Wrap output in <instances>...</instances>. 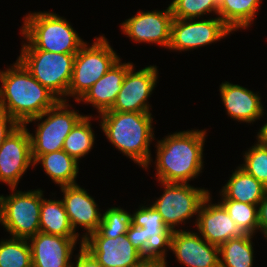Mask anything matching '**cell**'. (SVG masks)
I'll return each instance as SVG.
<instances>
[{"label":"cell","mask_w":267,"mask_h":267,"mask_svg":"<svg viewBox=\"0 0 267 267\" xmlns=\"http://www.w3.org/2000/svg\"><path fill=\"white\" fill-rule=\"evenodd\" d=\"M0 82V109L19 125L40 116L59 101L18 59L12 67L0 70Z\"/></svg>","instance_id":"cell-1"},{"label":"cell","mask_w":267,"mask_h":267,"mask_svg":"<svg viewBox=\"0 0 267 267\" xmlns=\"http://www.w3.org/2000/svg\"><path fill=\"white\" fill-rule=\"evenodd\" d=\"M206 130L179 131L157 141L156 179L167 183H186L203 169Z\"/></svg>","instance_id":"cell-2"},{"label":"cell","mask_w":267,"mask_h":267,"mask_svg":"<svg viewBox=\"0 0 267 267\" xmlns=\"http://www.w3.org/2000/svg\"><path fill=\"white\" fill-rule=\"evenodd\" d=\"M100 128L115 148L145 170L152 162L150 142L155 140L151 113L105 111Z\"/></svg>","instance_id":"cell-3"},{"label":"cell","mask_w":267,"mask_h":267,"mask_svg":"<svg viewBox=\"0 0 267 267\" xmlns=\"http://www.w3.org/2000/svg\"><path fill=\"white\" fill-rule=\"evenodd\" d=\"M21 50L76 54L86 43L63 17L53 12H33L23 18Z\"/></svg>","instance_id":"cell-4"},{"label":"cell","mask_w":267,"mask_h":267,"mask_svg":"<svg viewBox=\"0 0 267 267\" xmlns=\"http://www.w3.org/2000/svg\"><path fill=\"white\" fill-rule=\"evenodd\" d=\"M93 41L91 46L85 43L74 58L67 97H74L75 102L120 59L104 35Z\"/></svg>","instance_id":"cell-5"},{"label":"cell","mask_w":267,"mask_h":267,"mask_svg":"<svg viewBox=\"0 0 267 267\" xmlns=\"http://www.w3.org/2000/svg\"><path fill=\"white\" fill-rule=\"evenodd\" d=\"M70 108L71 105L68 104V101L59 100L52 108L24 124L27 126L28 123L40 121L35 130V135L29 132L33 161L39 155L63 149L65 138L85 116L79 114L78 110L75 111Z\"/></svg>","instance_id":"cell-6"},{"label":"cell","mask_w":267,"mask_h":267,"mask_svg":"<svg viewBox=\"0 0 267 267\" xmlns=\"http://www.w3.org/2000/svg\"><path fill=\"white\" fill-rule=\"evenodd\" d=\"M0 195V223L13 238L29 239L40 232V208L44 198L41 189Z\"/></svg>","instance_id":"cell-7"},{"label":"cell","mask_w":267,"mask_h":267,"mask_svg":"<svg viewBox=\"0 0 267 267\" xmlns=\"http://www.w3.org/2000/svg\"><path fill=\"white\" fill-rule=\"evenodd\" d=\"M75 55L42 50H21L18 60L59 100L69 101L66 97L72 79Z\"/></svg>","instance_id":"cell-8"},{"label":"cell","mask_w":267,"mask_h":267,"mask_svg":"<svg viewBox=\"0 0 267 267\" xmlns=\"http://www.w3.org/2000/svg\"><path fill=\"white\" fill-rule=\"evenodd\" d=\"M164 187L163 194L153 202L152 206L162 216L168 229L185 224L194 215H198L203 201L210 194L209 190L196 188L186 183H167L159 181Z\"/></svg>","instance_id":"cell-9"},{"label":"cell","mask_w":267,"mask_h":267,"mask_svg":"<svg viewBox=\"0 0 267 267\" xmlns=\"http://www.w3.org/2000/svg\"><path fill=\"white\" fill-rule=\"evenodd\" d=\"M233 33L219 18L194 19L174 18L171 26V38L168 49L187 51L210 45Z\"/></svg>","instance_id":"cell-10"},{"label":"cell","mask_w":267,"mask_h":267,"mask_svg":"<svg viewBox=\"0 0 267 267\" xmlns=\"http://www.w3.org/2000/svg\"><path fill=\"white\" fill-rule=\"evenodd\" d=\"M158 78L157 66L150 65L136 72L133 65L127 71L121 90L108 111L151 113L147 99L151 97Z\"/></svg>","instance_id":"cell-11"},{"label":"cell","mask_w":267,"mask_h":267,"mask_svg":"<svg viewBox=\"0 0 267 267\" xmlns=\"http://www.w3.org/2000/svg\"><path fill=\"white\" fill-rule=\"evenodd\" d=\"M30 166L34 167L29 131L25 125H19L0 148V182L17 188Z\"/></svg>","instance_id":"cell-12"},{"label":"cell","mask_w":267,"mask_h":267,"mask_svg":"<svg viewBox=\"0 0 267 267\" xmlns=\"http://www.w3.org/2000/svg\"><path fill=\"white\" fill-rule=\"evenodd\" d=\"M173 14L170 5L163 11H139L121 24L123 33L137 43H154L168 48Z\"/></svg>","instance_id":"cell-13"},{"label":"cell","mask_w":267,"mask_h":267,"mask_svg":"<svg viewBox=\"0 0 267 267\" xmlns=\"http://www.w3.org/2000/svg\"><path fill=\"white\" fill-rule=\"evenodd\" d=\"M83 247L104 267H131L143 260L126 234L109 238L97 230L83 240Z\"/></svg>","instance_id":"cell-14"},{"label":"cell","mask_w":267,"mask_h":267,"mask_svg":"<svg viewBox=\"0 0 267 267\" xmlns=\"http://www.w3.org/2000/svg\"><path fill=\"white\" fill-rule=\"evenodd\" d=\"M132 214V224L144 228L145 238L148 241L145 251L141 254L143 259L157 260L167 264V249L170 250L173 231L168 229L162 216L152 205L139 206Z\"/></svg>","instance_id":"cell-15"},{"label":"cell","mask_w":267,"mask_h":267,"mask_svg":"<svg viewBox=\"0 0 267 267\" xmlns=\"http://www.w3.org/2000/svg\"><path fill=\"white\" fill-rule=\"evenodd\" d=\"M60 189L63 192L62 202L74 232L76 233L79 226L86 231L80 240V246H83V240L96 232L102 222L98 204L85 188L78 184L61 186Z\"/></svg>","instance_id":"cell-16"},{"label":"cell","mask_w":267,"mask_h":267,"mask_svg":"<svg viewBox=\"0 0 267 267\" xmlns=\"http://www.w3.org/2000/svg\"><path fill=\"white\" fill-rule=\"evenodd\" d=\"M210 196L211 194L203 201L195 220L194 225L198 228L199 235L216 246L245 235L219 202H211Z\"/></svg>","instance_id":"cell-17"},{"label":"cell","mask_w":267,"mask_h":267,"mask_svg":"<svg viewBox=\"0 0 267 267\" xmlns=\"http://www.w3.org/2000/svg\"><path fill=\"white\" fill-rule=\"evenodd\" d=\"M170 250L183 266L220 267L219 246L210 244L197 232L173 231Z\"/></svg>","instance_id":"cell-18"},{"label":"cell","mask_w":267,"mask_h":267,"mask_svg":"<svg viewBox=\"0 0 267 267\" xmlns=\"http://www.w3.org/2000/svg\"><path fill=\"white\" fill-rule=\"evenodd\" d=\"M79 237H63L38 232L28 240L32 267H71L73 250Z\"/></svg>","instance_id":"cell-19"},{"label":"cell","mask_w":267,"mask_h":267,"mask_svg":"<svg viewBox=\"0 0 267 267\" xmlns=\"http://www.w3.org/2000/svg\"><path fill=\"white\" fill-rule=\"evenodd\" d=\"M219 91L227 114L233 120L251 124L263 117L265 109L258 93L227 81L220 85Z\"/></svg>","instance_id":"cell-20"},{"label":"cell","mask_w":267,"mask_h":267,"mask_svg":"<svg viewBox=\"0 0 267 267\" xmlns=\"http://www.w3.org/2000/svg\"><path fill=\"white\" fill-rule=\"evenodd\" d=\"M133 63H122L119 59L98 81H96L77 103L92 104L101 114L112 108L121 90L127 71Z\"/></svg>","instance_id":"cell-21"},{"label":"cell","mask_w":267,"mask_h":267,"mask_svg":"<svg viewBox=\"0 0 267 267\" xmlns=\"http://www.w3.org/2000/svg\"><path fill=\"white\" fill-rule=\"evenodd\" d=\"M229 178L220 190L221 199L259 205L267 193V187L240 166L235 169Z\"/></svg>","instance_id":"cell-22"},{"label":"cell","mask_w":267,"mask_h":267,"mask_svg":"<svg viewBox=\"0 0 267 267\" xmlns=\"http://www.w3.org/2000/svg\"><path fill=\"white\" fill-rule=\"evenodd\" d=\"M33 163L34 166L41 163L47 176L60 187L77 184L76 178L79 172V162L68 155L63 149L39 155Z\"/></svg>","instance_id":"cell-23"},{"label":"cell","mask_w":267,"mask_h":267,"mask_svg":"<svg viewBox=\"0 0 267 267\" xmlns=\"http://www.w3.org/2000/svg\"><path fill=\"white\" fill-rule=\"evenodd\" d=\"M40 232L63 237H79L69 221L62 200L42 199L40 208Z\"/></svg>","instance_id":"cell-24"},{"label":"cell","mask_w":267,"mask_h":267,"mask_svg":"<svg viewBox=\"0 0 267 267\" xmlns=\"http://www.w3.org/2000/svg\"><path fill=\"white\" fill-rule=\"evenodd\" d=\"M262 0H222L218 5V17L233 32L248 28L256 18Z\"/></svg>","instance_id":"cell-25"},{"label":"cell","mask_w":267,"mask_h":267,"mask_svg":"<svg viewBox=\"0 0 267 267\" xmlns=\"http://www.w3.org/2000/svg\"><path fill=\"white\" fill-rule=\"evenodd\" d=\"M254 235L245 234L242 237L230 239L219 246L220 267H252Z\"/></svg>","instance_id":"cell-26"},{"label":"cell","mask_w":267,"mask_h":267,"mask_svg":"<svg viewBox=\"0 0 267 267\" xmlns=\"http://www.w3.org/2000/svg\"><path fill=\"white\" fill-rule=\"evenodd\" d=\"M92 115H85L65 138L63 150L77 162L93 148L95 134L91 127Z\"/></svg>","instance_id":"cell-27"},{"label":"cell","mask_w":267,"mask_h":267,"mask_svg":"<svg viewBox=\"0 0 267 267\" xmlns=\"http://www.w3.org/2000/svg\"><path fill=\"white\" fill-rule=\"evenodd\" d=\"M0 267H32L31 249L27 239L0 241Z\"/></svg>","instance_id":"cell-28"},{"label":"cell","mask_w":267,"mask_h":267,"mask_svg":"<svg viewBox=\"0 0 267 267\" xmlns=\"http://www.w3.org/2000/svg\"><path fill=\"white\" fill-rule=\"evenodd\" d=\"M219 203L225 208L230 218L245 234L254 235L259 230L258 205L230 199H221Z\"/></svg>","instance_id":"cell-29"},{"label":"cell","mask_w":267,"mask_h":267,"mask_svg":"<svg viewBox=\"0 0 267 267\" xmlns=\"http://www.w3.org/2000/svg\"><path fill=\"white\" fill-rule=\"evenodd\" d=\"M102 222L98 231L109 238H116L126 234L132 224V214L120 207H111L102 213Z\"/></svg>","instance_id":"cell-30"},{"label":"cell","mask_w":267,"mask_h":267,"mask_svg":"<svg viewBox=\"0 0 267 267\" xmlns=\"http://www.w3.org/2000/svg\"><path fill=\"white\" fill-rule=\"evenodd\" d=\"M174 18L199 19L215 12L218 16V4L215 0H172L170 3Z\"/></svg>","instance_id":"cell-31"},{"label":"cell","mask_w":267,"mask_h":267,"mask_svg":"<svg viewBox=\"0 0 267 267\" xmlns=\"http://www.w3.org/2000/svg\"><path fill=\"white\" fill-rule=\"evenodd\" d=\"M243 157L244 164H240V167L267 187V146L257 140Z\"/></svg>","instance_id":"cell-32"},{"label":"cell","mask_w":267,"mask_h":267,"mask_svg":"<svg viewBox=\"0 0 267 267\" xmlns=\"http://www.w3.org/2000/svg\"><path fill=\"white\" fill-rule=\"evenodd\" d=\"M132 245L142 254L145 251V245L148 238H145L144 228L131 224L126 233Z\"/></svg>","instance_id":"cell-33"},{"label":"cell","mask_w":267,"mask_h":267,"mask_svg":"<svg viewBox=\"0 0 267 267\" xmlns=\"http://www.w3.org/2000/svg\"><path fill=\"white\" fill-rule=\"evenodd\" d=\"M18 126L19 124L7 112L0 109V148Z\"/></svg>","instance_id":"cell-34"},{"label":"cell","mask_w":267,"mask_h":267,"mask_svg":"<svg viewBox=\"0 0 267 267\" xmlns=\"http://www.w3.org/2000/svg\"><path fill=\"white\" fill-rule=\"evenodd\" d=\"M76 258V264L74 262L71 263V267H104L83 246H80V250L78 255H76Z\"/></svg>","instance_id":"cell-35"},{"label":"cell","mask_w":267,"mask_h":267,"mask_svg":"<svg viewBox=\"0 0 267 267\" xmlns=\"http://www.w3.org/2000/svg\"><path fill=\"white\" fill-rule=\"evenodd\" d=\"M259 230L264 234L267 232V193L258 205Z\"/></svg>","instance_id":"cell-36"},{"label":"cell","mask_w":267,"mask_h":267,"mask_svg":"<svg viewBox=\"0 0 267 267\" xmlns=\"http://www.w3.org/2000/svg\"><path fill=\"white\" fill-rule=\"evenodd\" d=\"M131 267H167V265L157 260L143 259L137 265Z\"/></svg>","instance_id":"cell-37"},{"label":"cell","mask_w":267,"mask_h":267,"mask_svg":"<svg viewBox=\"0 0 267 267\" xmlns=\"http://www.w3.org/2000/svg\"><path fill=\"white\" fill-rule=\"evenodd\" d=\"M257 140L267 146V122L265 124L262 125V127L259 129V132H257Z\"/></svg>","instance_id":"cell-38"},{"label":"cell","mask_w":267,"mask_h":267,"mask_svg":"<svg viewBox=\"0 0 267 267\" xmlns=\"http://www.w3.org/2000/svg\"><path fill=\"white\" fill-rule=\"evenodd\" d=\"M216 3L219 5L221 3L222 0H215Z\"/></svg>","instance_id":"cell-39"},{"label":"cell","mask_w":267,"mask_h":267,"mask_svg":"<svg viewBox=\"0 0 267 267\" xmlns=\"http://www.w3.org/2000/svg\"><path fill=\"white\" fill-rule=\"evenodd\" d=\"M263 235H264V236H265V238L267 239V232H265Z\"/></svg>","instance_id":"cell-40"}]
</instances>
